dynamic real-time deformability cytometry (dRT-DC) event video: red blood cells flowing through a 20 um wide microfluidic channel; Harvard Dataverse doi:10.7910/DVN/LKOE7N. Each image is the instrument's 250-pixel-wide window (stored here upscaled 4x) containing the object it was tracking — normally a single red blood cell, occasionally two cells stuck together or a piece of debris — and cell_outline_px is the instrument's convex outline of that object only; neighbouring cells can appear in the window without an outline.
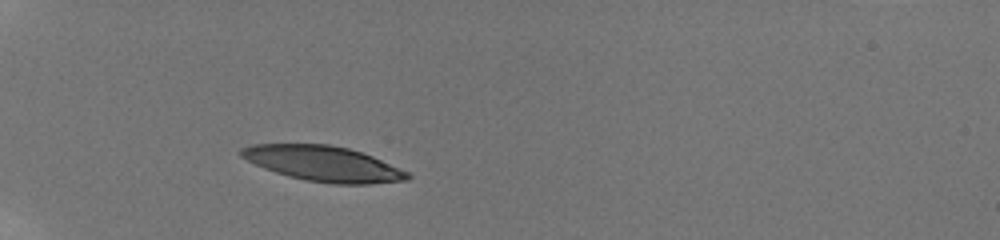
{"species": "human", "species_latin": "Homo sapiens", "temperature_condition": "room temperature", "stored_images_in_passage": 35, "camera_frame_rate_fps": 3000, "um_per_image_px": 0.085, "donor": {"sex": "male"}, "frame": {"image": 1, "passage_image": 1, "time_ms": 0.0, "image_size_px": [1000, 240], "cell_outline_px": [[412, 176], [408, 180], [368, 184], [332, 184], [308, 180], [288, 176], [264, 168], [240, 156], [240, 148], [252, 144], [328, 144], [348, 148], [372, 156], [408, 172]], "centroid_in_image_um": [27.48, 13.91], "position_along_channel_um": 57.5, "area_um2": 33.93}}
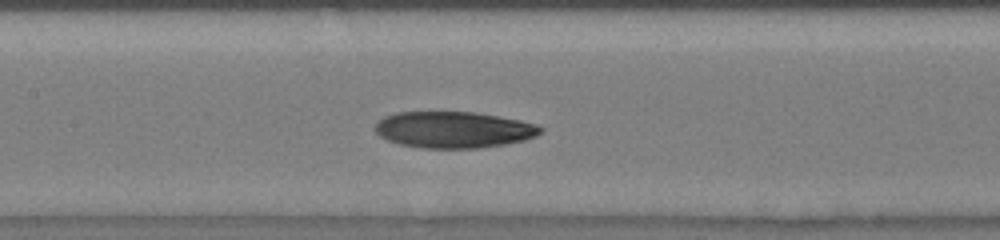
{"frame": {"image": 2, "passage_image": 7, "time_ms": 3.667, "image_size_px": [1000, 240], "cell_outline_px": [[544, 132], [536, 136], [524, 140], [504, 144], [480, 148], [420, 148], [400, 144], [388, 140], [380, 136], [372, 128], [384, 116], [396, 112], [476, 112], [520, 120], [536, 124], [544, 128]], "centroid_in_image_um": [38.57, 11.02], "position_along_channel_um": 168.8, "area_um2": 35.26}}
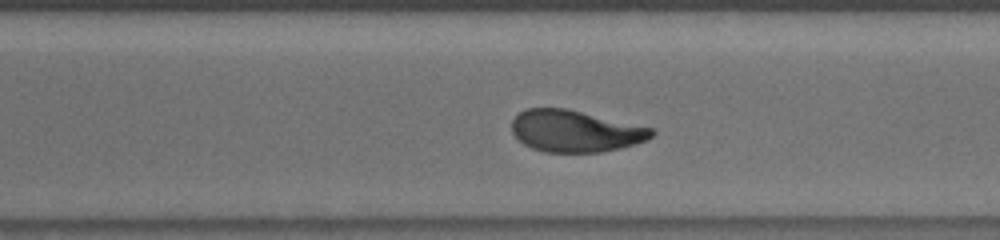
{"frame": {"image": 3, "passage_image": 19, "time_ms": 7.667, "image_size_px": [1000, 240], "cell_outline_px": [[656, 132], [648, 140], [636, 144], [620, 148], [600, 152], [544, 152], [532, 148], [524, 144], [512, 132], [512, 120], [524, 108], [568, 108], [652, 128]], "centroid_in_image_um": [48.9, 11.14], "position_along_channel_um": 321.7, "area_um2": 34.04}, "authors_computed_cell_mechanics": {"area_um2": 34.9112, "velocity_mm_per_s": 3.838, "shape_relaxation_time_tau1_ms": 5.0204, "shape_relaxation_time_tau2_ms": 2.1534, "deformation_change_tau1": 0.1929, "deformation_change_tau2": 0.0878}}